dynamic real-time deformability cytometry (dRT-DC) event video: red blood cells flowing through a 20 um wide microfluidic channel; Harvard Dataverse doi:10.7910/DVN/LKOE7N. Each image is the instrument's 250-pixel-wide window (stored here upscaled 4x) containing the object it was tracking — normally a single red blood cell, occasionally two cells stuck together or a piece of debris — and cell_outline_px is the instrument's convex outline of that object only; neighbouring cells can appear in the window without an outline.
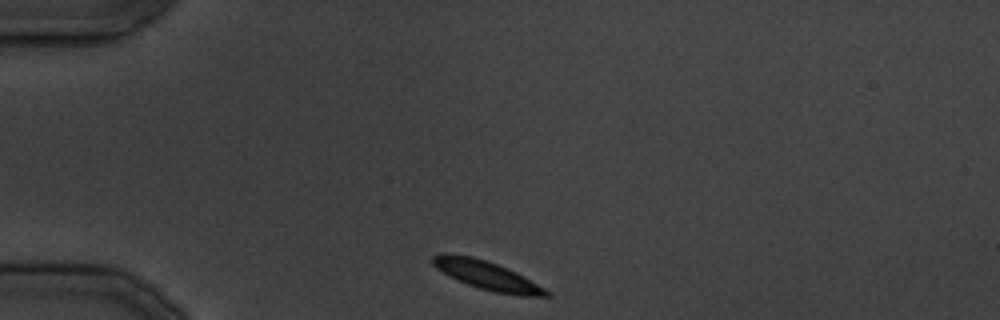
{"species": "common noctule bat (a hibernating species)", "species_latin": "Nyctalus noctula", "temperature_condition": "cold", "stored_images_in_passage": 28, "camera_frame_rate_fps": 3000, "um_per_image_px": 0.085, "animal": {"sex": "male", "body_mass_g": 19.5, "forearm_length_mm": 54.6}, "frame": {"image": 1, "passage_image": 1, "time_ms": 0.0, "image_size_px": [1000, 320], "cell_outline_px": [[552, 296], [520, 296], [496, 292], [480, 288], [468, 284], [448, 276], [436, 268], [432, 264], [432, 256], [440, 252], [448, 252], [472, 256], [508, 268], [524, 276], [552, 292]], "centroid_in_image_um": [41.38, 23.39], "position_along_channel_um": 43.6, "area_um2": 19.13}}
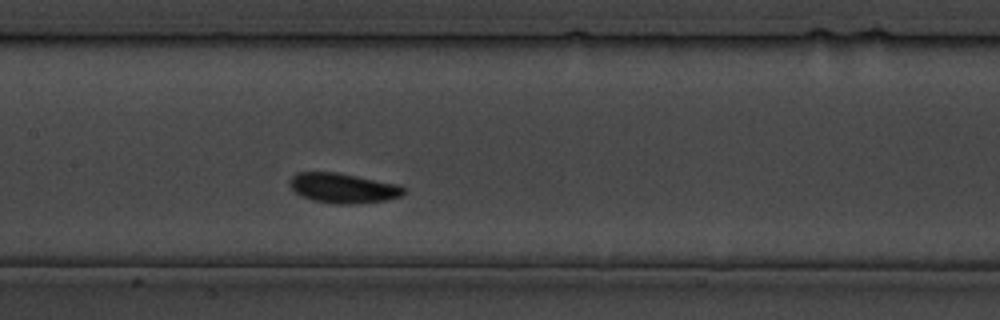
{"frame": {"image": 2, "passage_image": 10, "time_ms": 11.0, "image_size_px": [1000, 320], "cell_outline_px": [[408, 192], [400, 196], [384, 200], [352, 204], [336, 204], [312, 200], [300, 196], [288, 184], [288, 180], [296, 172], [336, 172], [400, 184]], "centroid_in_image_um": [29.15, 15.98], "position_along_channel_um": 178.2, "area_um2": 20.0}}
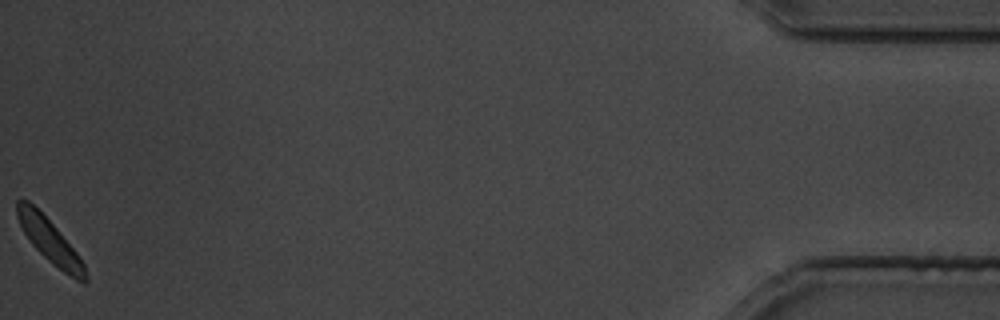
{"frame": {"image": 3, "passage_image": 28, "time_ms": 33.333, "image_size_px": [1000, 320], "cell_outline_px": [[88, 280], [84, 284], [76, 280], [64, 272], [48, 260], [32, 244], [24, 232], [16, 216], [16, 200], [28, 200], [56, 228], [76, 252], [84, 264], [88, 276]], "centroid_in_image_um": [4.24, 20.5], "position_along_channel_um": 431.0, "area_um2": 16.94}}